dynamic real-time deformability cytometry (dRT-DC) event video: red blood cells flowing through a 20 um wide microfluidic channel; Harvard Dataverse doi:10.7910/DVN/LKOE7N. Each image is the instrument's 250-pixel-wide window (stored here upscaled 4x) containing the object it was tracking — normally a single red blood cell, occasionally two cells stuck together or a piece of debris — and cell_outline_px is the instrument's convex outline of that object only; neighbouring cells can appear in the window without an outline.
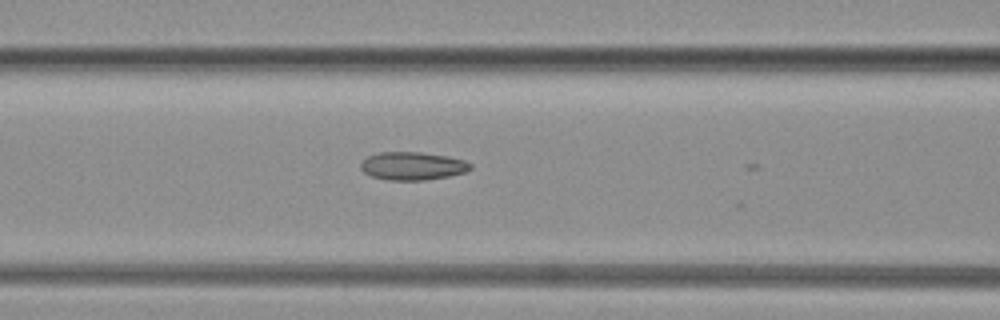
{"species": "common noctule bat (a hibernating species)", "species_latin": "Nyctalus noctula", "temperature_condition": "warm", "stored_images_in_passage": 23, "camera_frame_rate_fps": 3000, "um_per_image_px": 0.085, "animal": {"sex": "female", "body_mass_g": 19.3, "forearm_length_mm": 54.1}, "frame": {"image": 1, "passage_image": 19, "time_ms": 6.0, "image_size_px": [1000, 320], "cell_outline_px": [[472, 168], [464, 172], [448, 176], [424, 180], [388, 180], [372, 176], [364, 172], [360, 168], [360, 164], [368, 156], [380, 152], [420, 152], [448, 156], [464, 160], [472, 164]], "centroid_in_image_um": [35.07, 14.1], "position_along_channel_um": 131.5, "area_um2": 17.86}}